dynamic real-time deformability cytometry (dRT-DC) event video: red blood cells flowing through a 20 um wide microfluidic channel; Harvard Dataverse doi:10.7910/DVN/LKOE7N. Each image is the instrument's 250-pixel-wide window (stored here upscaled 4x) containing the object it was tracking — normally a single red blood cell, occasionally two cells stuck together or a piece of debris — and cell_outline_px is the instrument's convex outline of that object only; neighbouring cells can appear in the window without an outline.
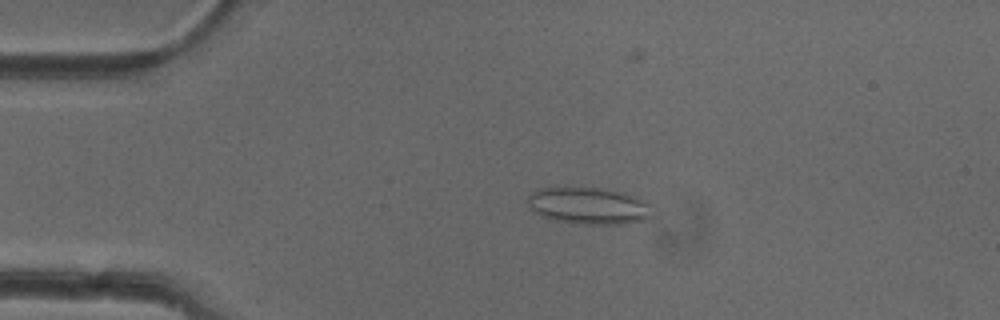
{"species": "common noctule bat (a hibernating species)", "species_latin": "Nyctalus noctula", "temperature_condition": "cold", "stored_images_in_passage": 51, "camera_frame_rate_fps": 3000, "um_per_image_px": 0.085, "animal": {"sex": "female"}, "frame": {"image": 1, "passage_image": 11, "time_ms": 3.333, "image_size_px": [1000, 320], "cell_outline_px": [[652, 216], [644, 220], [624, 224], [572, 224], [540, 216], [528, 208], [528, 196], [532, 192], [540, 188], [600, 188], [624, 192], [648, 204]], "centroid_in_image_um": [49.98, 17.51], "position_along_channel_um": 35.0, "area_um2": 26.65}}
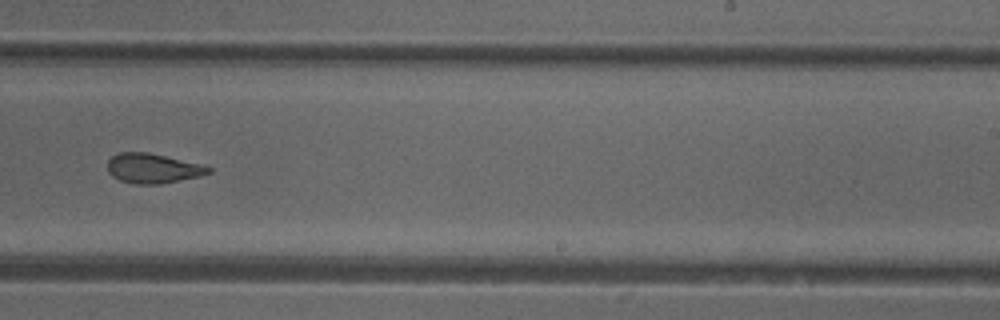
{"frame": {"image": 2, "passage_image": 32, "time_ms": 10.333, "image_size_px": [1000, 320], "cell_outline_px": [[212, 172], [200, 176], [160, 184], [136, 184], [120, 180], [112, 176], [108, 172], [108, 160], [112, 156], [120, 152], [148, 152], [204, 164], [212, 168]], "centroid_in_image_um": [13.02, 14.3], "position_along_channel_um": 276.0, "area_um2": 17.63}}
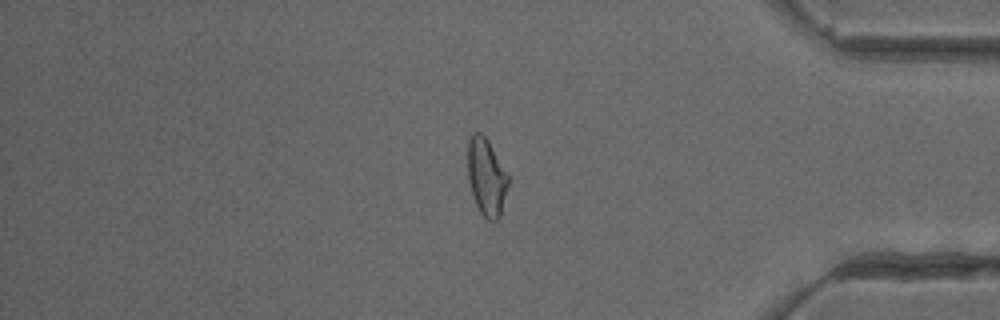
{"frame": {"image": 3, "passage_image": 43, "time_ms": 14.0, "image_size_px": [1000, 320], "cell_outline_px": [[508, 184], [500, 216], [496, 220], [488, 220], [480, 212], [472, 196], [468, 180], [468, 140], [472, 132], [480, 132], [488, 140], [508, 176]], "centroid_in_image_um": [41.32, 15.03], "position_along_channel_um": 393.9, "area_um2": 18.03}, "authors_computed_cell_mechanics": {"area_um2": 19.7098, "velocity_mm_per_s": 4.001, "shape_relaxation_time_tau1_ms": null, "shape_relaxation_time_tau2_ms": 2.8259, "deformation_change_tau1": null, "deformation_change_tau2": 0.1158}}